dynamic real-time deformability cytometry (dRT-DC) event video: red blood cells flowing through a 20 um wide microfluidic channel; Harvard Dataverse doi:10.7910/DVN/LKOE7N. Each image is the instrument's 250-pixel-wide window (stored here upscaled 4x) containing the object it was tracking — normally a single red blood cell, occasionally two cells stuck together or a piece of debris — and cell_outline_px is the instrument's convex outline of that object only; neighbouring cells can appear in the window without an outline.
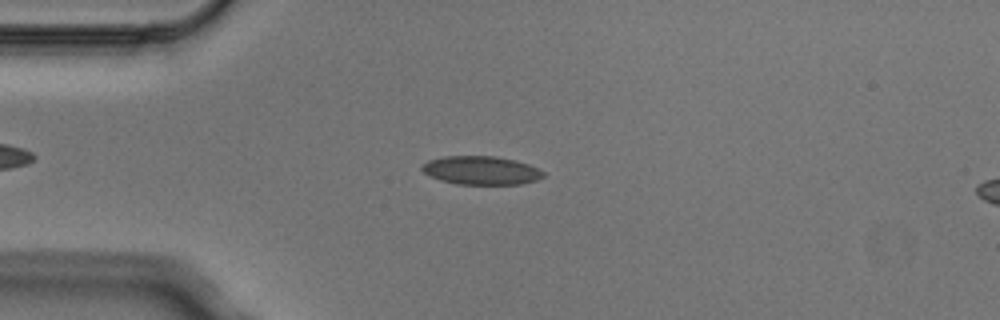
{"species": "Egyptian fruit bat (a non-hibernating species)", "species_latin": "Rousettus aegyptiacus", "temperature_condition": "cold", "stored_images_in_passage": 4, "camera_frame_rate_fps": 3000, "um_per_image_px": 0.085, "animal": {"sex": "male"}, "frame": {"image": 1, "passage_image": 3, "time_ms": 0.667, "image_size_px": [1000, 320], "cell_outline_px": [[544, 176], [536, 180], [520, 184], [456, 184], [440, 180], [428, 176], [420, 168], [428, 160], [444, 156], [496, 156], [528, 164], [544, 172]], "centroid_in_image_um": [40.85, 14.48], "position_along_channel_um": 44.1, "area_um2": 20.06}}